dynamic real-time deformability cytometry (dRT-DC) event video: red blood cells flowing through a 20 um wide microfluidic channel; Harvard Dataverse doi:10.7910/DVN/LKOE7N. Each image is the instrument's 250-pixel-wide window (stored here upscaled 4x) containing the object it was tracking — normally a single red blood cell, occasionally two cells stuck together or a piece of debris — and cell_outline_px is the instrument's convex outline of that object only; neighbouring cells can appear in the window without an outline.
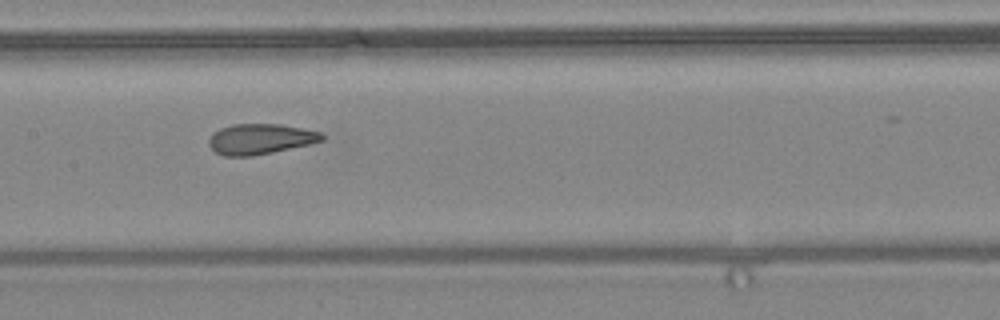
{"species": "common noctule bat (a hibernating species)", "species_latin": "Nyctalus noctula", "temperature_condition": "warm", "stored_images_in_passage": 11, "camera_frame_rate_fps": 3000, "um_per_image_px": 0.085, "animal": {"sex": "female", "body_mass_g": 24.6, "forearm_length_mm": 56.2}, "frame": {"image": 1, "passage_image": 8, "time_ms": 9.333, "image_size_px": [1000, 320], "cell_outline_px": [[324, 140], [308, 144], [272, 152], [252, 156], [224, 156], [216, 152], [208, 144], [208, 140], [220, 128], [232, 124], [280, 124], [320, 132], [324, 136]], "centroid_in_image_um": [22.11, 11.81], "position_along_channel_um": 185.3, "area_um2": 19.77}}
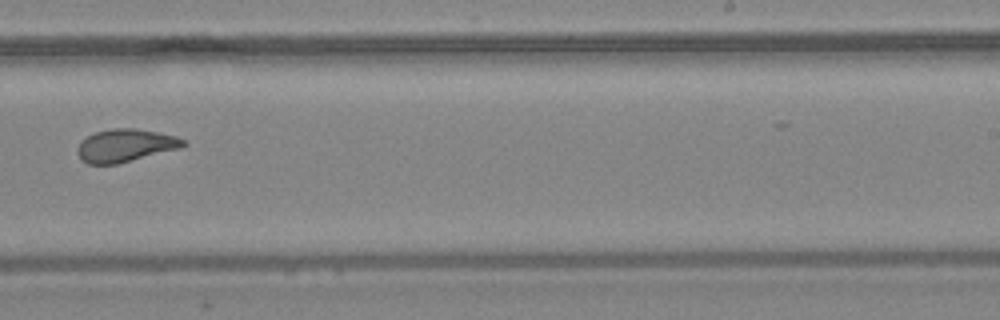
{"frame": {"image": 2, "passage_image": 10, "time_ms": 11.667, "image_size_px": [1000, 320], "cell_outline_px": [[188, 144], [180, 148], [116, 164], [88, 164], [80, 160], [76, 152], [76, 148], [80, 140], [92, 132], [112, 128], [136, 128], [160, 132], [176, 136], [184, 140]], "centroid_in_image_um": [10.6, 12.35], "position_along_channel_um": 278.4, "area_um2": 20.58}}
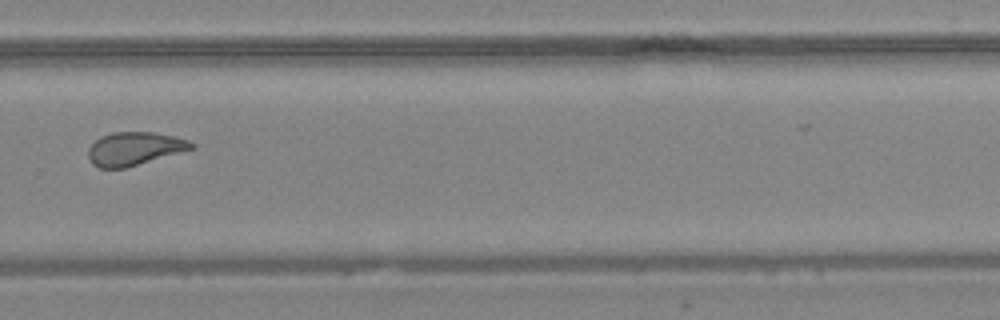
{"frame": {"image": 3, "passage_image": 11, "time_ms": 12.667, "image_size_px": [1000, 320], "cell_outline_px": [[196, 148], [124, 168], [100, 168], [92, 164], [88, 160], [88, 148], [100, 136], [112, 132], [156, 132], [188, 140], [196, 144]], "centroid_in_image_um": [11.42, 12.63], "position_along_channel_um": 318.4, "area_um2": 20.06}}